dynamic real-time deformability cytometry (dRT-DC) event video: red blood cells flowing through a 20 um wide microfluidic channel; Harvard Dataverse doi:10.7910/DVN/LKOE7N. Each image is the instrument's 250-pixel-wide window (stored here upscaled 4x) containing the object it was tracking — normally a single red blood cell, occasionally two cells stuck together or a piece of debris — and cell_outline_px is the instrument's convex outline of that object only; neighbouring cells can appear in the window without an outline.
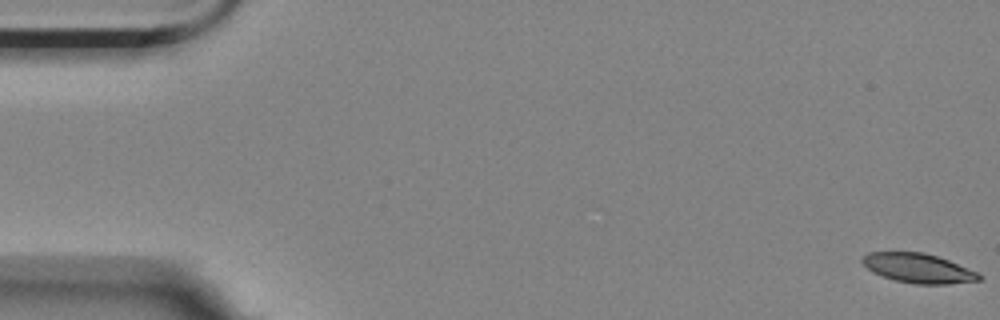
{"species": "Egyptian fruit bat (a non-hibernating species)", "species_latin": "Rousettus aegyptiacus", "temperature_condition": "room temperature", "stored_images_in_passage": 6, "camera_frame_rate_fps": 3000, "um_per_image_px": 0.085, "animal": {"sex": "female"}, "frame": {"image": 1, "passage_image": 1, "time_ms": 0.0, "image_size_px": [1000, 320], "cell_outline_px": [[984, 276], [980, 280], [948, 284], [916, 284], [896, 280], [872, 272], [860, 260], [868, 252], [924, 252], [948, 260], [980, 272]], "centroid_in_image_um": [78.1, 22.79], "position_along_channel_um": 6.9, "area_um2": 20.0}}
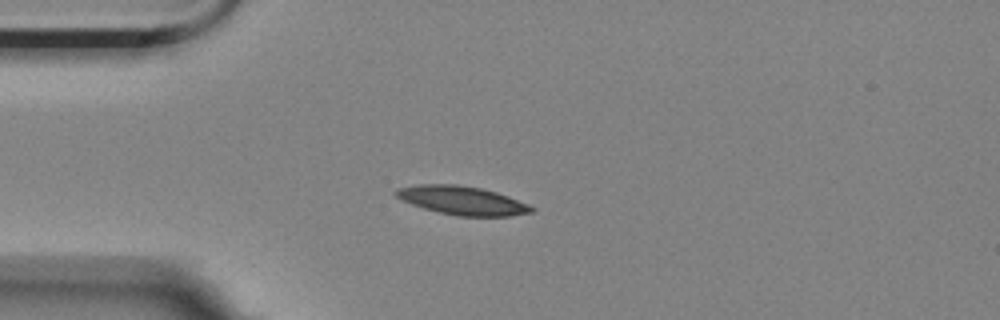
{"frame": {"image": 2, "passage_image": 5, "time_ms": 1.333, "image_size_px": [1000, 320], "cell_outline_px": [[536, 208], [532, 212], [512, 216], [456, 216], [424, 208], [412, 204], [396, 196], [392, 192], [396, 188], [420, 184], [456, 184], [480, 188], [496, 192], [508, 196], [528, 204]], "centroid_in_image_um": [39.29, 17.04], "position_along_channel_um": 45.7, "area_um2": 22.54}}